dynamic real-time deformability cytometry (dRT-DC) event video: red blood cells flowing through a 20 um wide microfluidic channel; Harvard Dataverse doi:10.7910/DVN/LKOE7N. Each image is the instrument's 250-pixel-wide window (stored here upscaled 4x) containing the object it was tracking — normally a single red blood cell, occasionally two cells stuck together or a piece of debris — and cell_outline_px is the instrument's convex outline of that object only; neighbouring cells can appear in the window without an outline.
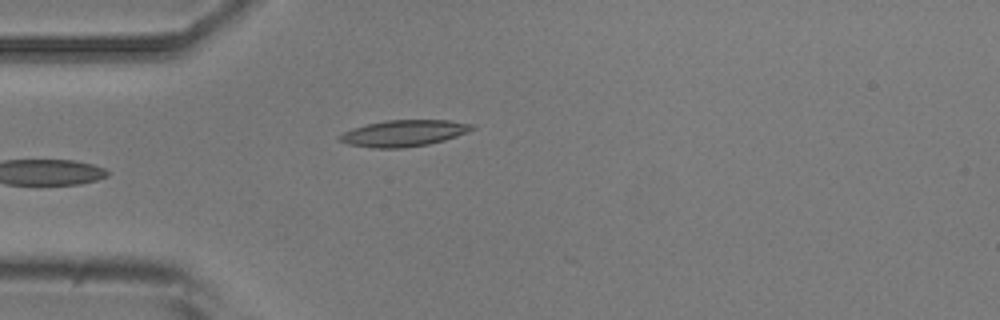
{"species": "common noctule bat (a hibernating species)", "species_latin": "Nyctalus noctula", "temperature_condition": "room temperature", "stored_images_in_passage": 6, "camera_frame_rate_fps": 3000, "um_per_image_px": 0.085, "animal": {"sex": "male", "body_mass_g": 20.5, "forearm_length_mm": 52.5}, "frame": {"image": 1, "passage_image": 6, "time_ms": 5.667, "image_size_px": [1000, 320], "cell_outline_px": [[476, 128], [468, 132], [444, 140], [428, 144], [404, 148], [372, 148], [348, 144], [336, 140], [336, 136], [352, 128], [384, 120], [448, 120], [472, 124]], "centroid_in_image_um": [34.28, 11.32], "position_along_channel_um": 50.7, "area_um2": 20.46}}